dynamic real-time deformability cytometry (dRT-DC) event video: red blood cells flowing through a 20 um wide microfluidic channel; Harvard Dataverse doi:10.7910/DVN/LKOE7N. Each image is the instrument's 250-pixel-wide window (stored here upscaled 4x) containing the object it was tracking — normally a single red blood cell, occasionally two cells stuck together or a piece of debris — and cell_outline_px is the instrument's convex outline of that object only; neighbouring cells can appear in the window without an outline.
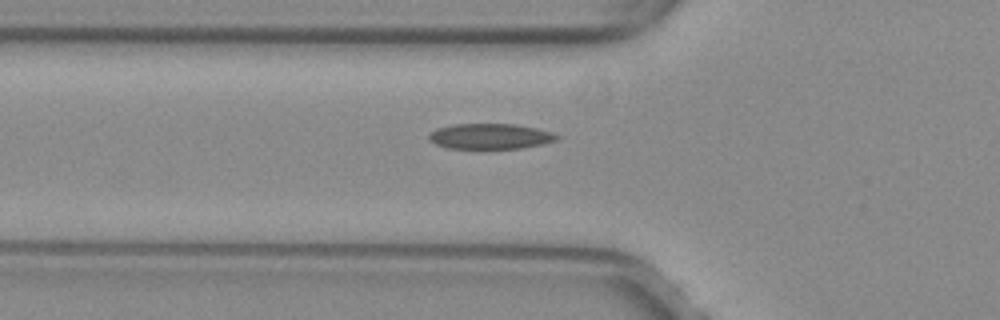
{"species": "common noctule bat (a hibernating species)", "species_latin": "Nyctalus noctula", "temperature_condition": "warm", "stored_images_in_passage": 35, "camera_frame_rate_fps": 3000, "um_per_image_px": 0.085, "animal": {"sex": "female", "body_mass_g": 29.2, "forearm_length_mm": 56.3}, "frame": {"image": 1, "passage_image": 6, "time_ms": 1.667, "image_size_px": [1000, 320], "cell_outline_px": [[560, 136], [556, 140], [544, 144], [524, 148], [448, 148], [436, 144], [428, 140], [428, 136], [436, 128], [452, 124], [516, 124], [536, 128], [552, 132]], "centroid_in_image_um": [41.68, 11.58], "position_along_channel_um": 84.1, "area_um2": 19.02}}
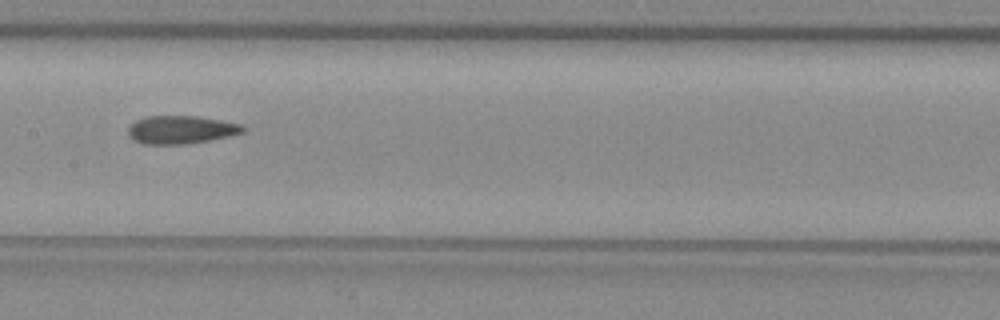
{"frame": {"image": 2, "passage_image": 14, "time_ms": 4.333, "image_size_px": [1000, 320], "cell_outline_px": [[244, 132], [228, 136], [188, 144], [144, 144], [132, 140], [128, 136], [128, 128], [136, 120], [144, 116], [196, 116], [220, 120], [240, 124], [244, 128]], "centroid_in_image_um": [15.33, 11.03], "position_along_channel_um": 192.1, "area_um2": 18.73}}
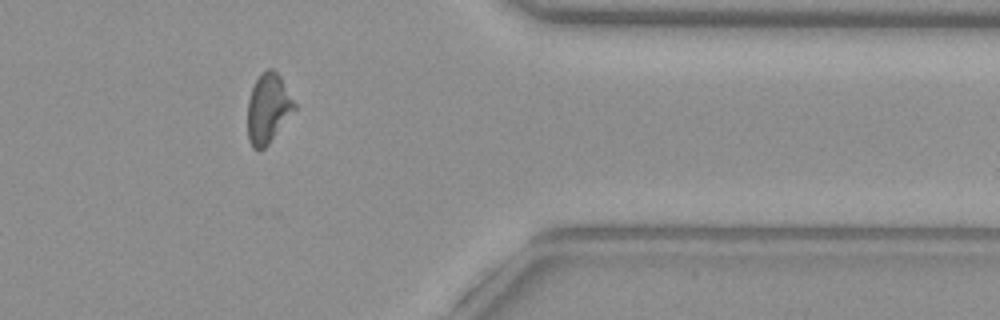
{"frame": {"image": 3, "passage_image": 30, "time_ms": 9.667, "image_size_px": [1000, 320], "cell_outline_px": [[296, 108], [268, 144], [260, 152], [252, 148], [248, 140], [248, 100], [252, 88], [256, 80], [268, 68], [272, 68], [280, 76], [296, 104]], "centroid_in_image_um": [22.78, 9.25], "position_along_channel_um": 388.6, "area_um2": 18.79}}